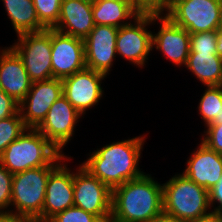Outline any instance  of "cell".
<instances>
[{
  "label": "cell",
  "instance_id": "6da1fadb",
  "mask_svg": "<svg viewBox=\"0 0 222 222\" xmlns=\"http://www.w3.org/2000/svg\"><path fill=\"white\" fill-rule=\"evenodd\" d=\"M146 136L143 134L101 146L87 154L89 157L81 165L112 190L145 173L141 171L139 161Z\"/></svg>",
  "mask_w": 222,
  "mask_h": 222
},
{
  "label": "cell",
  "instance_id": "7a4b0ae2",
  "mask_svg": "<svg viewBox=\"0 0 222 222\" xmlns=\"http://www.w3.org/2000/svg\"><path fill=\"white\" fill-rule=\"evenodd\" d=\"M151 175L112 189L110 222H151L163 212V187Z\"/></svg>",
  "mask_w": 222,
  "mask_h": 222
},
{
  "label": "cell",
  "instance_id": "3957f363",
  "mask_svg": "<svg viewBox=\"0 0 222 222\" xmlns=\"http://www.w3.org/2000/svg\"><path fill=\"white\" fill-rule=\"evenodd\" d=\"M65 157L66 154H62L36 128H26L4 150L0 163L15 174L47 165H58Z\"/></svg>",
  "mask_w": 222,
  "mask_h": 222
},
{
  "label": "cell",
  "instance_id": "277c9868",
  "mask_svg": "<svg viewBox=\"0 0 222 222\" xmlns=\"http://www.w3.org/2000/svg\"><path fill=\"white\" fill-rule=\"evenodd\" d=\"M162 187L164 213L189 222L212 212L209 191L183 173L177 172Z\"/></svg>",
  "mask_w": 222,
  "mask_h": 222
},
{
  "label": "cell",
  "instance_id": "5b68a950",
  "mask_svg": "<svg viewBox=\"0 0 222 222\" xmlns=\"http://www.w3.org/2000/svg\"><path fill=\"white\" fill-rule=\"evenodd\" d=\"M47 165L13 174L11 212L26 222H43V204L50 172Z\"/></svg>",
  "mask_w": 222,
  "mask_h": 222
},
{
  "label": "cell",
  "instance_id": "8992f818",
  "mask_svg": "<svg viewBox=\"0 0 222 222\" xmlns=\"http://www.w3.org/2000/svg\"><path fill=\"white\" fill-rule=\"evenodd\" d=\"M160 11L189 33L220 28V0H166Z\"/></svg>",
  "mask_w": 222,
  "mask_h": 222
},
{
  "label": "cell",
  "instance_id": "52a82bcc",
  "mask_svg": "<svg viewBox=\"0 0 222 222\" xmlns=\"http://www.w3.org/2000/svg\"><path fill=\"white\" fill-rule=\"evenodd\" d=\"M156 9H145L129 24L119 28L116 39V54L136 67L143 68L152 52V31L156 23Z\"/></svg>",
  "mask_w": 222,
  "mask_h": 222
},
{
  "label": "cell",
  "instance_id": "ba28073f",
  "mask_svg": "<svg viewBox=\"0 0 222 222\" xmlns=\"http://www.w3.org/2000/svg\"><path fill=\"white\" fill-rule=\"evenodd\" d=\"M10 47L23 61L32 82L53 78L51 63V29L17 35Z\"/></svg>",
  "mask_w": 222,
  "mask_h": 222
},
{
  "label": "cell",
  "instance_id": "9c48e42d",
  "mask_svg": "<svg viewBox=\"0 0 222 222\" xmlns=\"http://www.w3.org/2000/svg\"><path fill=\"white\" fill-rule=\"evenodd\" d=\"M73 170L74 206L110 222L112 190L82 165Z\"/></svg>",
  "mask_w": 222,
  "mask_h": 222
},
{
  "label": "cell",
  "instance_id": "30bf717a",
  "mask_svg": "<svg viewBox=\"0 0 222 222\" xmlns=\"http://www.w3.org/2000/svg\"><path fill=\"white\" fill-rule=\"evenodd\" d=\"M83 115L78 112L64 95L56 100L50 107L45 119L36 128L42 133L62 154L74 133L77 123Z\"/></svg>",
  "mask_w": 222,
  "mask_h": 222
},
{
  "label": "cell",
  "instance_id": "8fae6325",
  "mask_svg": "<svg viewBox=\"0 0 222 222\" xmlns=\"http://www.w3.org/2000/svg\"><path fill=\"white\" fill-rule=\"evenodd\" d=\"M107 76L89 68L62 79L63 95L73 107L85 115L104 96L102 81Z\"/></svg>",
  "mask_w": 222,
  "mask_h": 222
},
{
  "label": "cell",
  "instance_id": "7c38bea8",
  "mask_svg": "<svg viewBox=\"0 0 222 222\" xmlns=\"http://www.w3.org/2000/svg\"><path fill=\"white\" fill-rule=\"evenodd\" d=\"M158 32H152V50H158L176 67H185L190 53V33L156 9ZM159 21V22H158Z\"/></svg>",
  "mask_w": 222,
  "mask_h": 222
},
{
  "label": "cell",
  "instance_id": "4fadbf2b",
  "mask_svg": "<svg viewBox=\"0 0 222 222\" xmlns=\"http://www.w3.org/2000/svg\"><path fill=\"white\" fill-rule=\"evenodd\" d=\"M63 95L62 79L52 78L32 83L31 89L19 103V111L27 128H37L45 119L51 105Z\"/></svg>",
  "mask_w": 222,
  "mask_h": 222
},
{
  "label": "cell",
  "instance_id": "5bb4252c",
  "mask_svg": "<svg viewBox=\"0 0 222 222\" xmlns=\"http://www.w3.org/2000/svg\"><path fill=\"white\" fill-rule=\"evenodd\" d=\"M53 78L63 79L86 68L84 40L51 29Z\"/></svg>",
  "mask_w": 222,
  "mask_h": 222
},
{
  "label": "cell",
  "instance_id": "9a60e30c",
  "mask_svg": "<svg viewBox=\"0 0 222 222\" xmlns=\"http://www.w3.org/2000/svg\"><path fill=\"white\" fill-rule=\"evenodd\" d=\"M118 30L110 25L94 26L84 39L86 68L109 76L117 56Z\"/></svg>",
  "mask_w": 222,
  "mask_h": 222
},
{
  "label": "cell",
  "instance_id": "2e32d148",
  "mask_svg": "<svg viewBox=\"0 0 222 222\" xmlns=\"http://www.w3.org/2000/svg\"><path fill=\"white\" fill-rule=\"evenodd\" d=\"M69 159L71 156H66L50 172L43 204V222L74 206L73 171L67 165Z\"/></svg>",
  "mask_w": 222,
  "mask_h": 222
},
{
  "label": "cell",
  "instance_id": "e0dca14e",
  "mask_svg": "<svg viewBox=\"0 0 222 222\" xmlns=\"http://www.w3.org/2000/svg\"><path fill=\"white\" fill-rule=\"evenodd\" d=\"M186 161L182 173L208 191L222 176V154L211 150L203 142L198 144Z\"/></svg>",
  "mask_w": 222,
  "mask_h": 222
},
{
  "label": "cell",
  "instance_id": "ac0fdd59",
  "mask_svg": "<svg viewBox=\"0 0 222 222\" xmlns=\"http://www.w3.org/2000/svg\"><path fill=\"white\" fill-rule=\"evenodd\" d=\"M32 83L18 54L10 46L0 49V88L20 103Z\"/></svg>",
  "mask_w": 222,
  "mask_h": 222
},
{
  "label": "cell",
  "instance_id": "d6986e66",
  "mask_svg": "<svg viewBox=\"0 0 222 222\" xmlns=\"http://www.w3.org/2000/svg\"><path fill=\"white\" fill-rule=\"evenodd\" d=\"M94 26L92 0H62L60 16L53 29L84 40Z\"/></svg>",
  "mask_w": 222,
  "mask_h": 222
},
{
  "label": "cell",
  "instance_id": "ffe728a7",
  "mask_svg": "<svg viewBox=\"0 0 222 222\" xmlns=\"http://www.w3.org/2000/svg\"><path fill=\"white\" fill-rule=\"evenodd\" d=\"M144 10L137 0H92L95 25L120 28L129 24Z\"/></svg>",
  "mask_w": 222,
  "mask_h": 222
},
{
  "label": "cell",
  "instance_id": "44dd1931",
  "mask_svg": "<svg viewBox=\"0 0 222 222\" xmlns=\"http://www.w3.org/2000/svg\"><path fill=\"white\" fill-rule=\"evenodd\" d=\"M185 68L204 87L222 85V59L217 52H190Z\"/></svg>",
  "mask_w": 222,
  "mask_h": 222
},
{
  "label": "cell",
  "instance_id": "7402d4cb",
  "mask_svg": "<svg viewBox=\"0 0 222 222\" xmlns=\"http://www.w3.org/2000/svg\"><path fill=\"white\" fill-rule=\"evenodd\" d=\"M16 35L45 30L38 19L33 0H1Z\"/></svg>",
  "mask_w": 222,
  "mask_h": 222
},
{
  "label": "cell",
  "instance_id": "603a6c76",
  "mask_svg": "<svg viewBox=\"0 0 222 222\" xmlns=\"http://www.w3.org/2000/svg\"><path fill=\"white\" fill-rule=\"evenodd\" d=\"M198 104V114L206 127L222 123V85L206 86Z\"/></svg>",
  "mask_w": 222,
  "mask_h": 222
},
{
  "label": "cell",
  "instance_id": "cb8c5ba5",
  "mask_svg": "<svg viewBox=\"0 0 222 222\" xmlns=\"http://www.w3.org/2000/svg\"><path fill=\"white\" fill-rule=\"evenodd\" d=\"M26 128L20 111L14 116L0 120V156L7 146L15 141Z\"/></svg>",
  "mask_w": 222,
  "mask_h": 222
},
{
  "label": "cell",
  "instance_id": "d4e9b609",
  "mask_svg": "<svg viewBox=\"0 0 222 222\" xmlns=\"http://www.w3.org/2000/svg\"><path fill=\"white\" fill-rule=\"evenodd\" d=\"M61 2L62 0H33L40 24L45 29H53L57 25Z\"/></svg>",
  "mask_w": 222,
  "mask_h": 222
},
{
  "label": "cell",
  "instance_id": "484cf974",
  "mask_svg": "<svg viewBox=\"0 0 222 222\" xmlns=\"http://www.w3.org/2000/svg\"><path fill=\"white\" fill-rule=\"evenodd\" d=\"M216 31L190 33V52H216Z\"/></svg>",
  "mask_w": 222,
  "mask_h": 222
},
{
  "label": "cell",
  "instance_id": "4316f807",
  "mask_svg": "<svg viewBox=\"0 0 222 222\" xmlns=\"http://www.w3.org/2000/svg\"><path fill=\"white\" fill-rule=\"evenodd\" d=\"M47 222H102L96 215L72 206L51 217Z\"/></svg>",
  "mask_w": 222,
  "mask_h": 222
},
{
  "label": "cell",
  "instance_id": "83f0119b",
  "mask_svg": "<svg viewBox=\"0 0 222 222\" xmlns=\"http://www.w3.org/2000/svg\"><path fill=\"white\" fill-rule=\"evenodd\" d=\"M13 174L0 163V211H11Z\"/></svg>",
  "mask_w": 222,
  "mask_h": 222
},
{
  "label": "cell",
  "instance_id": "f1b7e54d",
  "mask_svg": "<svg viewBox=\"0 0 222 222\" xmlns=\"http://www.w3.org/2000/svg\"><path fill=\"white\" fill-rule=\"evenodd\" d=\"M200 138L208 148L222 154V123L221 124H209Z\"/></svg>",
  "mask_w": 222,
  "mask_h": 222
},
{
  "label": "cell",
  "instance_id": "f546056e",
  "mask_svg": "<svg viewBox=\"0 0 222 222\" xmlns=\"http://www.w3.org/2000/svg\"><path fill=\"white\" fill-rule=\"evenodd\" d=\"M19 112V103L0 88V120Z\"/></svg>",
  "mask_w": 222,
  "mask_h": 222
},
{
  "label": "cell",
  "instance_id": "4dcf8cb0",
  "mask_svg": "<svg viewBox=\"0 0 222 222\" xmlns=\"http://www.w3.org/2000/svg\"><path fill=\"white\" fill-rule=\"evenodd\" d=\"M209 204L212 212H218L222 208V176L218 183L209 190Z\"/></svg>",
  "mask_w": 222,
  "mask_h": 222
},
{
  "label": "cell",
  "instance_id": "1f68e13d",
  "mask_svg": "<svg viewBox=\"0 0 222 222\" xmlns=\"http://www.w3.org/2000/svg\"><path fill=\"white\" fill-rule=\"evenodd\" d=\"M0 222H26L23 218L16 216L11 211H0Z\"/></svg>",
  "mask_w": 222,
  "mask_h": 222
},
{
  "label": "cell",
  "instance_id": "d6a6232c",
  "mask_svg": "<svg viewBox=\"0 0 222 222\" xmlns=\"http://www.w3.org/2000/svg\"><path fill=\"white\" fill-rule=\"evenodd\" d=\"M151 222H186L177 217L162 212Z\"/></svg>",
  "mask_w": 222,
  "mask_h": 222
},
{
  "label": "cell",
  "instance_id": "836d02e7",
  "mask_svg": "<svg viewBox=\"0 0 222 222\" xmlns=\"http://www.w3.org/2000/svg\"><path fill=\"white\" fill-rule=\"evenodd\" d=\"M189 222H222V220L217 212H211L204 217Z\"/></svg>",
  "mask_w": 222,
  "mask_h": 222
},
{
  "label": "cell",
  "instance_id": "e575fe53",
  "mask_svg": "<svg viewBox=\"0 0 222 222\" xmlns=\"http://www.w3.org/2000/svg\"><path fill=\"white\" fill-rule=\"evenodd\" d=\"M217 34V47H216V52L217 54L221 57L222 59V29L218 28L216 30Z\"/></svg>",
  "mask_w": 222,
  "mask_h": 222
},
{
  "label": "cell",
  "instance_id": "d590c367",
  "mask_svg": "<svg viewBox=\"0 0 222 222\" xmlns=\"http://www.w3.org/2000/svg\"><path fill=\"white\" fill-rule=\"evenodd\" d=\"M145 9H154V0H137Z\"/></svg>",
  "mask_w": 222,
  "mask_h": 222
},
{
  "label": "cell",
  "instance_id": "8d00e7d4",
  "mask_svg": "<svg viewBox=\"0 0 222 222\" xmlns=\"http://www.w3.org/2000/svg\"><path fill=\"white\" fill-rule=\"evenodd\" d=\"M165 2L166 0H154V9L160 10Z\"/></svg>",
  "mask_w": 222,
  "mask_h": 222
},
{
  "label": "cell",
  "instance_id": "74e56055",
  "mask_svg": "<svg viewBox=\"0 0 222 222\" xmlns=\"http://www.w3.org/2000/svg\"><path fill=\"white\" fill-rule=\"evenodd\" d=\"M219 27L222 29V0H220V19H219Z\"/></svg>",
  "mask_w": 222,
  "mask_h": 222
},
{
  "label": "cell",
  "instance_id": "f35d334b",
  "mask_svg": "<svg viewBox=\"0 0 222 222\" xmlns=\"http://www.w3.org/2000/svg\"><path fill=\"white\" fill-rule=\"evenodd\" d=\"M222 220V208L217 212Z\"/></svg>",
  "mask_w": 222,
  "mask_h": 222
}]
</instances>
